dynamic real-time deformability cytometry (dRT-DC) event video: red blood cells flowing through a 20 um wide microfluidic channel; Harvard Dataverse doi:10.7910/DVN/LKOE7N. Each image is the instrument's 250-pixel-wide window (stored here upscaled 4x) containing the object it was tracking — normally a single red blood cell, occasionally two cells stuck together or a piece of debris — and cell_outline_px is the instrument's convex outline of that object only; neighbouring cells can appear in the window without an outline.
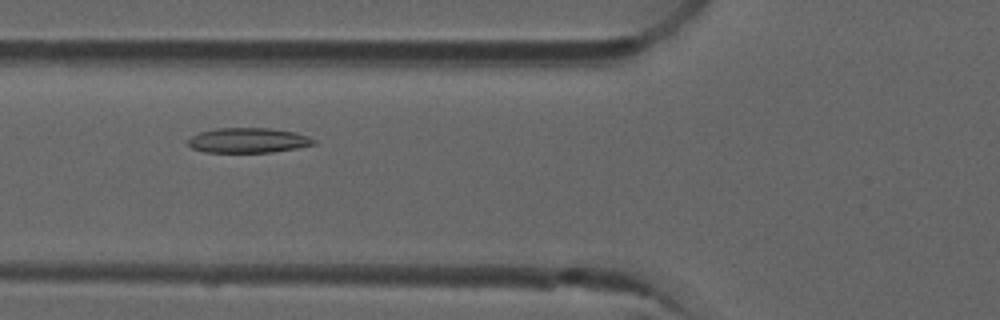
{"species": "common noctule bat (a hibernating species)", "species_latin": "Nyctalus noctula", "temperature_condition": "room temperature", "stored_images_in_passage": 7, "camera_frame_rate_fps": 3000, "um_per_image_px": 0.085, "animal": {"sex": "male", "forearm_length_mm": 52.5}, "frame": {"image": 1, "passage_image": 3, "time_ms": 0.667, "image_size_px": [1000, 320], "cell_outline_px": [[316, 144], [296, 148], [272, 152], [204, 152], [192, 148], [188, 144], [188, 140], [192, 136], [200, 132], [216, 128], [268, 128], [296, 132], [308, 136], [316, 140]], "centroid_in_image_um": [21.11, 11.93], "position_along_channel_um": 104.7, "area_um2": 18.26}}
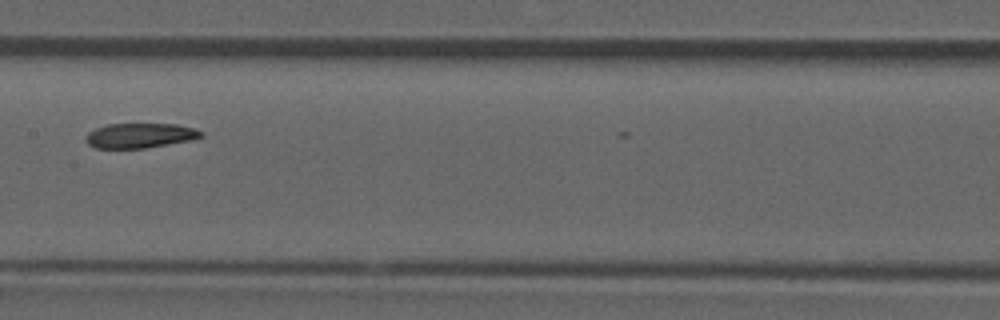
{"frame": {"image": 2, "passage_image": 5, "time_ms": 1.333, "image_size_px": [1000, 320], "cell_outline_px": [[204, 136], [192, 140], [144, 148], [96, 148], [88, 144], [84, 140], [84, 136], [88, 132], [96, 128], [108, 124], [176, 124], [196, 128], [204, 132]], "centroid_in_image_um": [11.91, 11.52], "position_along_channel_um": 195.5, "area_um2": 16.82}}
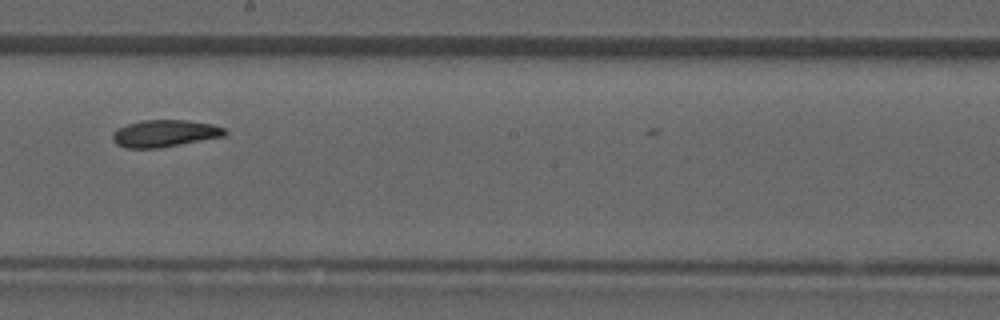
{"frame": {"image": 3, "passage_image": 6, "time_ms": 1.667, "image_size_px": [1000, 320], "cell_outline_px": [[228, 132], [224, 136], [160, 148], [124, 148], [116, 144], [112, 140], [112, 136], [116, 128], [140, 120], [188, 120], [212, 124], [224, 128]], "centroid_in_image_um": [13.97, 11.34], "position_along_channel_um": 234.2, "area_um2": 17.8}}